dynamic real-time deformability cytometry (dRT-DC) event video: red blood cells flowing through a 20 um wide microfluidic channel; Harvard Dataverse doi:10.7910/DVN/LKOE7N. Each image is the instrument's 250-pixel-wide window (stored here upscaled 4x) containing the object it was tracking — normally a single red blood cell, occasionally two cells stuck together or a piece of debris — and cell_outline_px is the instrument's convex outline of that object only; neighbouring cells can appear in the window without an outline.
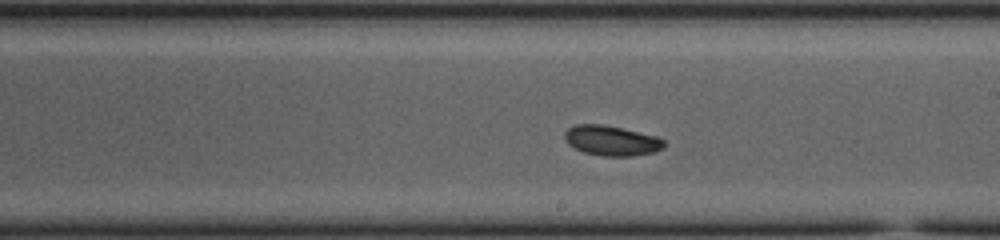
{"species": "common noctule bat (a hibernating species)", "species_latin": "Nyctalus noctula", "temperature_condition": "cold", "stored_images_in_passage": 44, "camera_frame_rate_fps": 3000, "um_per_image_px": 0.085, "animal": {"sex": "female", "body_mass_g": 23.0, "forearm_length_mm": 53.4}, "frame": {"image": 1, "passage_image": 19, "time_ms": 6.0, "image_size_px": [1000, 240], "cell_outline_px": [[664, 148], [652, 152], [632, 156], [604, 156], [584, 152], [568, 144], [564, 136], [564, 132], [568, 128], [576, 124], [604, 124], [656, 136], [664, 140]], "centroid_in_image_um": [51.96, 11.94], "position_along_channel_um": 237.0, "area_um2": 17.28}}
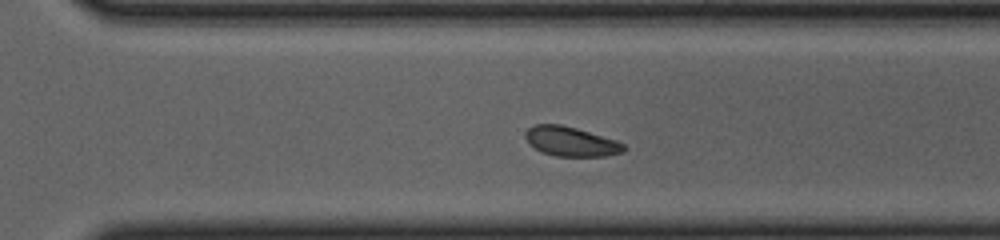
{"frame": {"image": 2, "passage_image": 26, "time_ms": 8.333, "image_size_px": [1000, 240], "cell_outline_px": [[624, 152], [604, 156], [556, 156], [540, 152], [528, 144], [524, 136], [528, 128], [536, 124], [560, 124], [576, 128], [616, 140], [624, 144]], "centroid_in_image_um": [48.48, 12.03], "position_along_channel_um": 322.1, "area_um2": 16.94}}
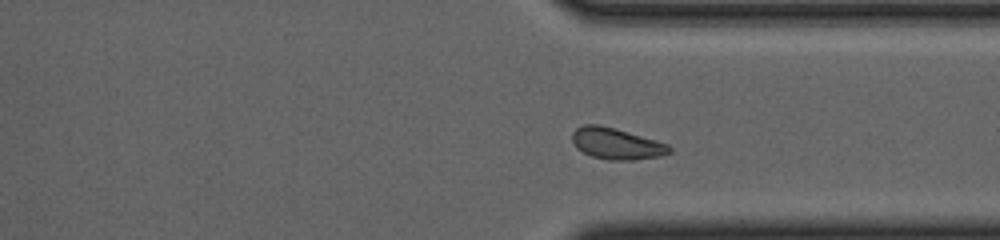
{"frame": {"image": 3, "passage_image": 29, "time_ms": 9.333, "image_size_px": [1000, 240], "cell_outline_px": [[672, 152], [660, 156], [632, 160], [608, 160], [592, 156], [576, 148], [572, 140], [572, 132], [576, 128], [584, 124], [600, 124], [656, 140], [668, 144], [672, 148]], "centroid_in_image_um": [52.39, 12.21], "position_along_channel_um": 359.0, "area_um2": 17.74}, "authors_computed_cell_mechanics": {"area_um2": 18.2648, "velocity_mm_per_s": 3.6733, "shape_relaxation_time_tau1_ms": null, "shape_relaxation_time_tau2_ms": 1.4643, "deformation_change_tau1": null, "deformation_change_tau2": 0.0697}}